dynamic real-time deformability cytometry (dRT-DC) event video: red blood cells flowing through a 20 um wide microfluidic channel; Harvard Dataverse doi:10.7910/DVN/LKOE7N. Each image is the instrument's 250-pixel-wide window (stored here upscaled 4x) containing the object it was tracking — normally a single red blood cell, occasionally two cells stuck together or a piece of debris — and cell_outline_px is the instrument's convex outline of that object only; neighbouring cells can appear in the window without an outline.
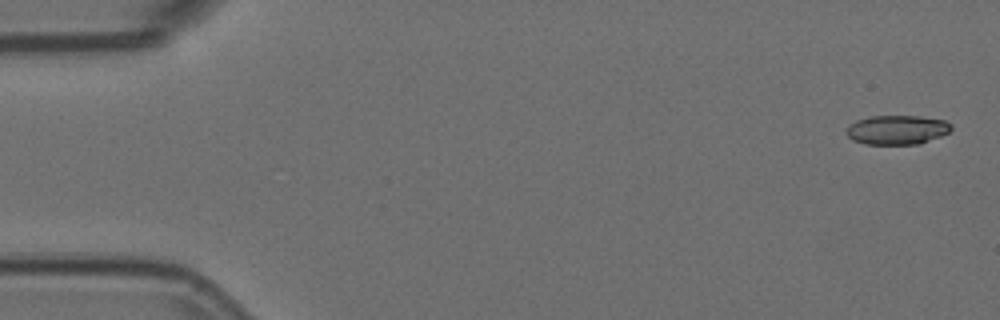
{"species": "Egyptian fruit bat (a non-hibernating species)", "species_latin": "Rousettus aegyptiacus", "temperature_condition": "room temperature", "stored_images_in_passage": 6, "camera_frame_rate_fps": 3000, "um_per_image_px": 0.085, "animal": {"sex": "female"}, "frame": {"image": 1, "passage_image": 1, "time_ms": 0.0, "image_size_px": [1000, 320], "cell_outline_px": [[952, 128], [948, 132], [940, 136], [920, 144], [864, 144], [852, 140], [844, 132], [848, 124], [856, 120], [868, 116], [920, 116], [944, 120], [952, 124]], "centroid_in_image_um": [76.2, 11.03], "position_along_channel_um": 8.8, "area_um2": 18.09}}
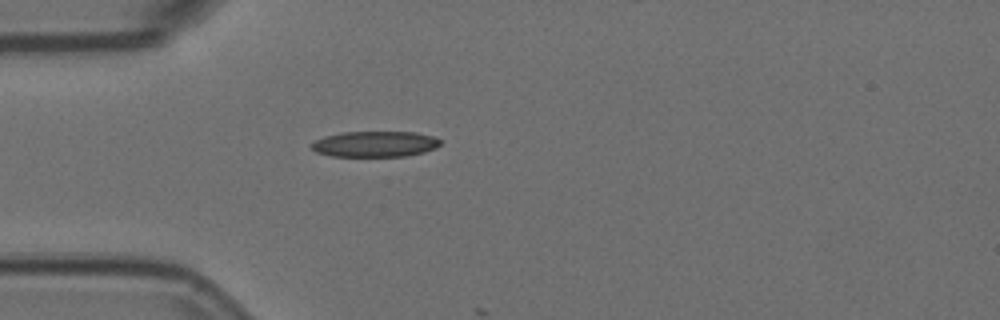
{"frame": {"image": 2, "passage_image": 5, "time_ms": 1.333, "image_size_px": [1000, 320], "cell_outline_px": [[440, 144], [436, 148], [424, 152], [404, 156], [332, 156], [316, 152], [312, 148], [312, 144], [316, 140], [324, 136], [344, 132], [416, 132], [432, 136], [440, 140]], "centroid_in_image_um": [31.88, 12.24], "position_along_channel_um": 53.1, "area_um2": 19.19}}